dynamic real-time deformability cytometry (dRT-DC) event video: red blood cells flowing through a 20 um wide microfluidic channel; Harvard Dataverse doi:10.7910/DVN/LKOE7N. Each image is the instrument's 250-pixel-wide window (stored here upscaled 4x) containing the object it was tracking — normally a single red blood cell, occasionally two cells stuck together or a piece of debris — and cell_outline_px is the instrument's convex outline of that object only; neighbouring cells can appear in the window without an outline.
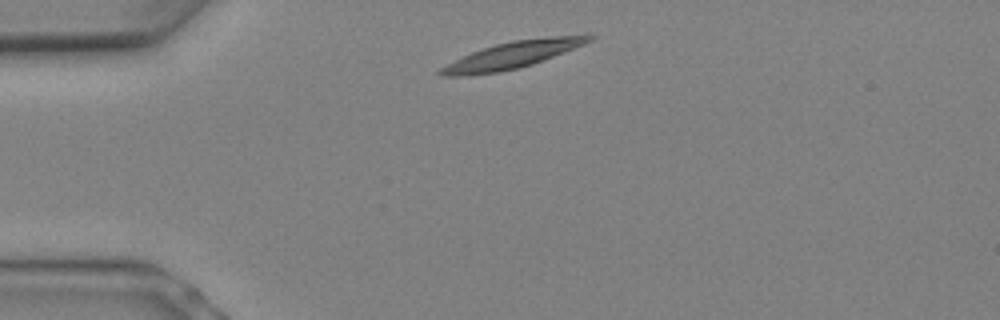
{"species": "Egyptian fruit bat (a non-hibernating species)", "species_latin": "Rousettus aegyptiacus", "temperature_condition": "warm", "stored_images_in_passage": 5, "camera_frame_rate_fps": 3000, "um_per_image_px": 0.085, "animal": {"sex": "female"}, "frame": {"image": 1, "passage_image": 1, "time_ms": 0.0, "image_size_px": [1000, 320], "cell_outline_px": [[596, 36], [592, 40], [584, 44], [532, 64], [500, 72], [460, 76], [440, 76], [436, 72], [440, 68], [472, 52], [496, 44], [512, 40], [552, 36]], "centroid_in_image_um": [43.49, 4.69], "position_along_channel_um": 41.5, "area_um2": 22.54}}
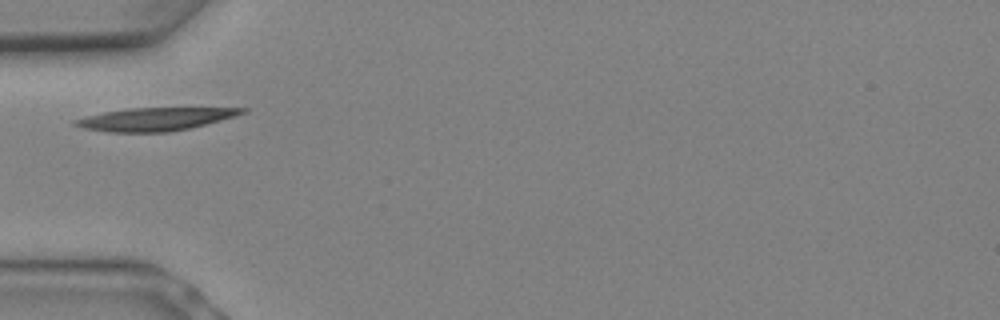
{"frame": {"image": 2, "passage_image": 3, "time_ms": 0.667, "image_size_px": [1000, 320], "cell_outline_px": [[248, 112], [236, 116], [188, 128], [168, 132], [108, 132], [84, 128], [72, 124], [72, 120], [104, 112], [128, 108], [248, 108]], "centroid_in_image_um": [13.18, 10.12], "position_along_channel_um": 71.8, "area_um2": 22.14}}